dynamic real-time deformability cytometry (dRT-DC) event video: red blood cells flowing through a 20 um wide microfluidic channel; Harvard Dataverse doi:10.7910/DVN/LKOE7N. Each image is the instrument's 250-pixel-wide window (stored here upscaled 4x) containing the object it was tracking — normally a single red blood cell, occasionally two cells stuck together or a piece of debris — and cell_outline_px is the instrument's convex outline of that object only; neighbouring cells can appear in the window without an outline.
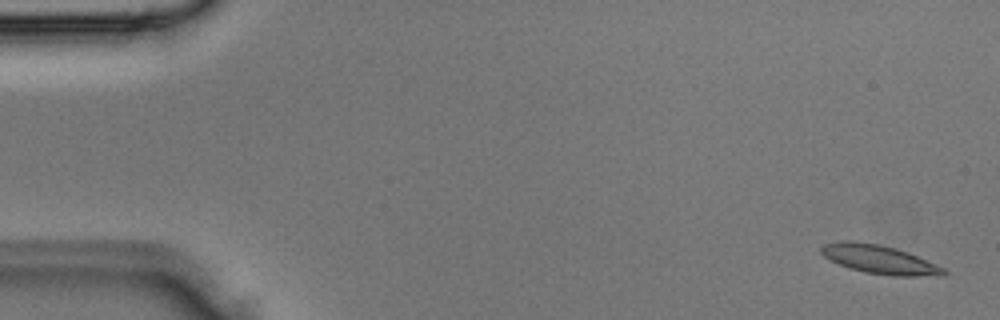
{"species": "Egyptian fruit bat (a non-hibernating species)", "species_latin": "Rousettus aegyptiacus", "temperature_condition": "room temperature", "stored_images_in_passage": 5, "camera_frame_rate_fps": 3000, "um_per_image_px": 0.085, "animal": {"sex": "male"}, "frame": {"image": 1, "passage_image": 1, "time_ms": 0.0, "image_size_px": [1000, 320], "cell_outline_px": [[948, 272], [944, 276], [892, 276], [868, 272], [848, 268], [824, 256], [820, 252], [820, 248], [824, 244], [840, 240], [852, 240], [876, 244], [896, 248], [908, 252], [936, 264], [944, 268]], "centroid_in_image_um": [74.77, 22.05], "position_along_channel_um": 10.2, "area_um2": 20.46}}